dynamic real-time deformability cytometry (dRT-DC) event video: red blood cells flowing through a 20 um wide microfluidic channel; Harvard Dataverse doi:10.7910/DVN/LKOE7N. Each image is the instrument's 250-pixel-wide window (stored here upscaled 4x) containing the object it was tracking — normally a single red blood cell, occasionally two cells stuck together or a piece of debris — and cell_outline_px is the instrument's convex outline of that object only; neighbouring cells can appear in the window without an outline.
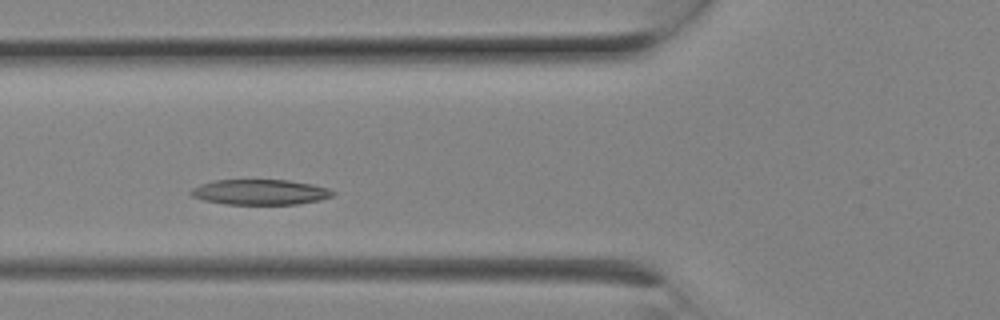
{"species": "Egyptian fruit bat (a non-hibernating species)", "species_latin": "Rousettus aegyptiacus", "temperature_condition": "room temperature", "stored_images_in_passage": 6, "camera_frame_rate_fps": 3000, "um_per_image_px": 0.085, "animal": {"sex": "female"}, "frame": {"image": 1, "passage_image": 5, "time_ms": 1.333, "image_size_px": [1000, 320], "cell_outline_px": [[336, 192], [332, 196], [320, 200], [296, 204], [224, 204], [204, 200], [192, 196], [188, 192], [192, 188], [200, 184], [212, 180], [288, 180], [312, 184], [328, 188]], "centroid_in_image_um": [22.09, 16.32], "position_along_channel_um": 103.7, "area_um2": 20.98}}
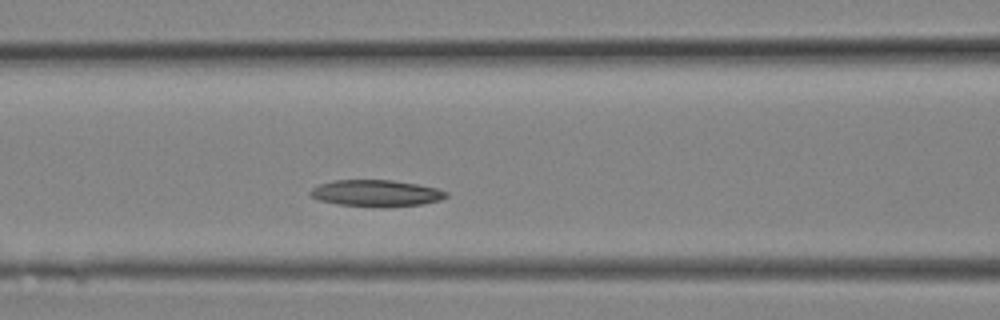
{"frame": {"image": 2, "passage_image": 6, "time_ms": 1.667, "image_size_px": [1000, 320], "cell_outline_px": [[448, 196], [440, 200], [424, 204], [384, 208], [336, 204], [320, 200], [312, 196], [308, 192], [312, 188], [320, 184], [332, 180], [392, 180], [416, 184], [436, 188], [448, 192]], "centroid_in_image_um": [31.98, 16.43], "position_along_channel_um": 134.6, "area_um2": 21.21}}